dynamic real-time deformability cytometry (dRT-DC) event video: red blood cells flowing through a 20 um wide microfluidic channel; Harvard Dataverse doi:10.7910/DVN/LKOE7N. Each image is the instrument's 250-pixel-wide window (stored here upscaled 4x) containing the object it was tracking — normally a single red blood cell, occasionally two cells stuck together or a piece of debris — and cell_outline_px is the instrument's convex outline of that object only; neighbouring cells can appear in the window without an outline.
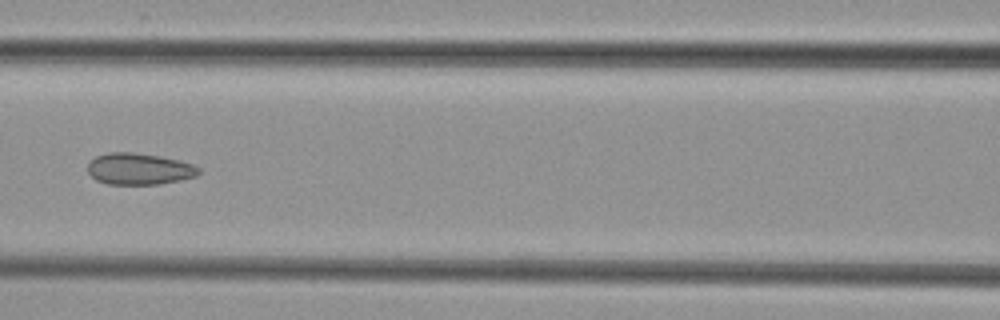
{"species": "common noctule bat (a hibernating species)", "species_latin": "Nyctalus noctula", "temperature_condition": "cold", "stored_images_in_passage": 6, "camera_frame_rate_fps": 3000, "um_per_image_px": 0.085, "animal": {"sex": "female", "body_mass_g": 29.2, "forearm_length_mm": 56.3}, "frame": {"image": 1, "passage_image": 6, "time_ms": 5.667, "image_size_px": [1000, 320], "cell_outline_px": [[200, 172], [196, 176], [180, 180], [160, 184], [108, 184], [96, 180], [88, 172], [88, 164], [96, 156], [108, 152], [136, 152], [160, 156], [180, 160], [192, 164], [200, 168]], "centroid_in_image_um": [11.84, 14.35], "position_along_channel_um": 154.8, "area_um2": 20.46}}